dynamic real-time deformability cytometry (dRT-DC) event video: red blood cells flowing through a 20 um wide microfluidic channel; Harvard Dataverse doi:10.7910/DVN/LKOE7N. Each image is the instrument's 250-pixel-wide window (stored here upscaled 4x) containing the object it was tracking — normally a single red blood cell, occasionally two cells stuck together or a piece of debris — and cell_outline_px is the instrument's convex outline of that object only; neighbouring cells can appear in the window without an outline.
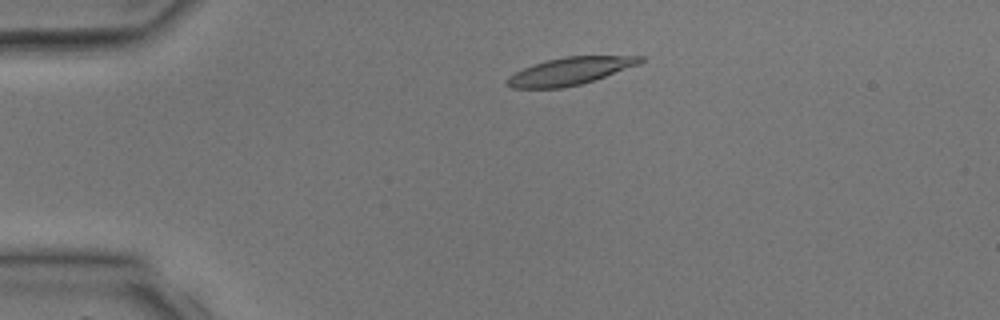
{"species": "common noctule bat (a hibernating species)", "species_latin": "Nyctalus noctula", "temperature_condition": "room temperature", "stored_images_in_passage": 2, "camera_frame_rate_fps": 3000, "um_per_image_px": 0.085, "animal": {"sex": "male", "body_mass_g": 17.9, "forearm_length_mm": 54.2}, "frame": {"image": 1, "passage_image": 1, "time_ms": 0.0, "image_size_px": [1000, 320], "cell_outline_px": [[644, 60], [640, 64], [580, 84], [560, 88], [512, 88], [504, 84], [508, 76], [532, 64], [564, 56], [644, 56]], "centroid_in_image_um": [48.41, 6.04], "position_along_channel_um": 36.6, "area_um2": 21.1}}